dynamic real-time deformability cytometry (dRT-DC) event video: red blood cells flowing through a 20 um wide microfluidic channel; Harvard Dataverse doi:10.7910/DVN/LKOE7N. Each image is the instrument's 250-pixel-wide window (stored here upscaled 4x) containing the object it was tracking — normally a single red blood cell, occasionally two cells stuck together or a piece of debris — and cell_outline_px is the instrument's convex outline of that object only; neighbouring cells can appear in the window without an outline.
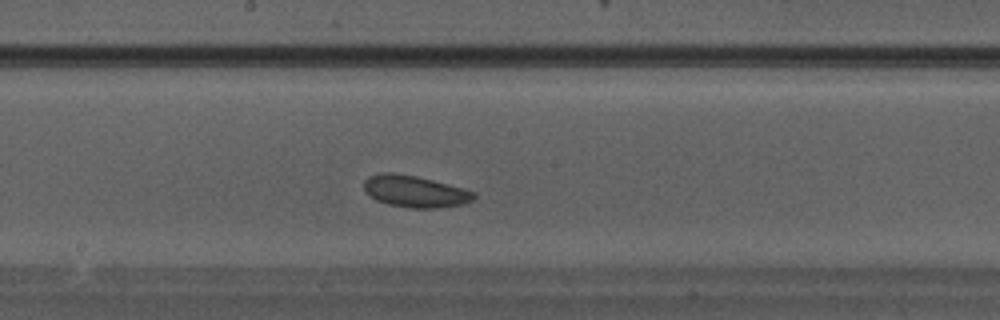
{"species": "Egyptian fruit bat (a non-hibernating species)", "species_latin": "Rousettus aegyptiacus", "temperature_condition": "warm", "stored_images_in_passage": 27, "camera_frame_rate_fps": 3000, "um_per_image_px": 0.085, "animal": {"sex": "male"}, "frame": {"image": 1, "passage_image": 12, "time_ms": 3.667, "image_size_px": [1000, 320], "cell_outline_px": [[476, 196], [472, 200], [464, 204], [436, 208], [412, 208], [388, 204], [376, 200], [364, 192], [364, 180], [368, 176], [380, 172], [392, 172], [416, 176], [464, 188], [476, 192]], "centroid_in_image_um": [35.25, 16.26], "position_along_channel_um": 212.9, "area_um2": 20.46}}
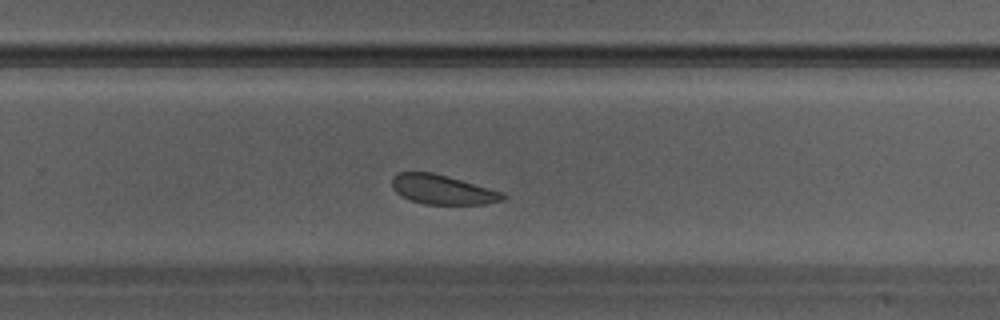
{"frame": {"image": 2, "passage_image": 16, "time_ms": 5.0, "image_size_px": [1000, 320], "cell_outline_px": [[508, 196], [504, 200], [488, 204], [424, 204], [412, 200], [396, 192], [392, 188], [392, 176], [396, 172], [432, 172], [448, 176], [504, 192]], "centroid_in_image_um": [37.65, 16.11], "position_along_channel_um": 292.2, "area_um2": 19.13}}